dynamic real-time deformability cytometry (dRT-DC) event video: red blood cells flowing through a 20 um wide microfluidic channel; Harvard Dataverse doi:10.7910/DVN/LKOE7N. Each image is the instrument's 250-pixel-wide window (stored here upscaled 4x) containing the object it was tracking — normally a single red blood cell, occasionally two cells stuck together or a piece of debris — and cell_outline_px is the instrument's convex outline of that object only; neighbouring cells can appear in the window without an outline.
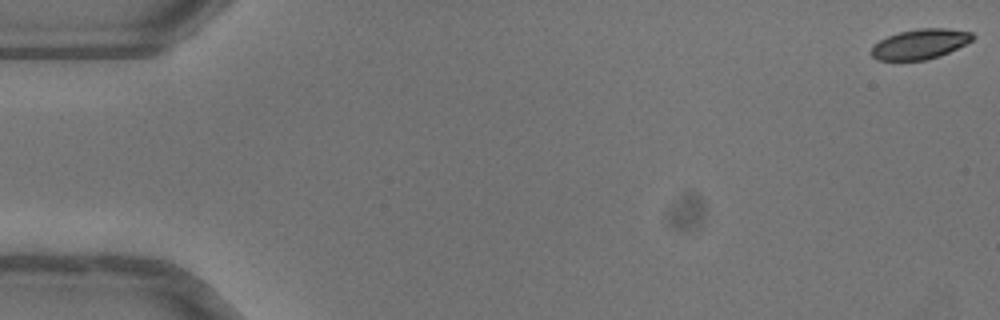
{"species": "common noctule bat (a hibernating species)", "species_latin": "Nyctalus noctula", "temperature_condition": "warm", "stored_images_in_passage": 46, "camera_frame_rate_fps": 3000, "um_per_image_px": 0.085, "animal": {"sex": "female"}, "frame": {"image": 1, "passage_image": 1, "time_ms": 0.0, "image_size_px": [1000, 320], "cell_outline_px": [[976, 36], [972, 40], [940, 56], [924, 60], [876, 60], [868, 52], [872, 44], [888, 36], [900, 32], [916, 28], [948, 28], [972, 32]], "centroid_in_image_um": [78.16, 3.74], "position_along_channel_um": 6.8, "area_um2": 17.86}}
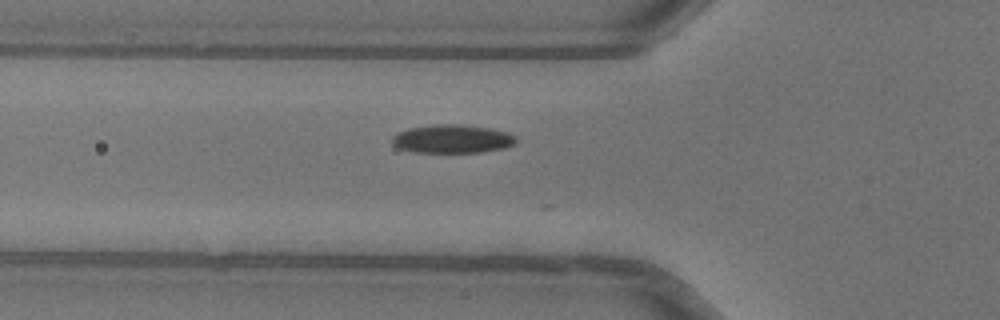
{"frame": {"image": 2, "passage_image": 19, "time_ms": 6.0, "image_size_px": [1000, 320], "cell_outline_px": [[516, 144], [504, 148], [480, 152], [416, 152], [396, 148], [392, 144], [392, 136], [408, 128], [436, 124], [460, 124], [492, 128], [508, 132], [516, 136]], "centroid_in_image_um": [38.46, 11.8], "position_along_channel_um": 87.3, "area_um2": 20.69}}
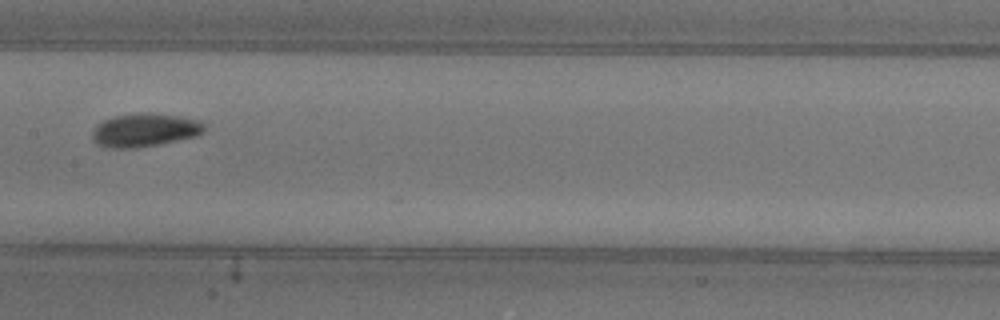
{"frame": {"image": 3, "passage_image": 27, "time_ms": 8.667, "image_size_px": [1000, 320], "cell_outline_px": [[204, 132], [196, 136], [160, 144], [136, 148], [112, 148], [96, 144], [92, 140], [92, 132], [96, 124], [104, 120], [116, 116], [140, 112], [148, 112], [180, 116], [200, 120], [204, 124]], "centroid_in_image_um": [12.3, 11.05], "position_along_channel_um": 195.1, "area_um2": 21.96}, "authors_computed_cell_mechanics": {"area_um2": 19.8254, "velocity_mm_per_s": 4.0175, "shape_relaxation_time_tau1_ms": 3.4212, "shape_relaxation_time_tau2_ms": 8.1521, "deformation_change_tau1": 0.1031, "deformation_change_tau2": 0.1185}}